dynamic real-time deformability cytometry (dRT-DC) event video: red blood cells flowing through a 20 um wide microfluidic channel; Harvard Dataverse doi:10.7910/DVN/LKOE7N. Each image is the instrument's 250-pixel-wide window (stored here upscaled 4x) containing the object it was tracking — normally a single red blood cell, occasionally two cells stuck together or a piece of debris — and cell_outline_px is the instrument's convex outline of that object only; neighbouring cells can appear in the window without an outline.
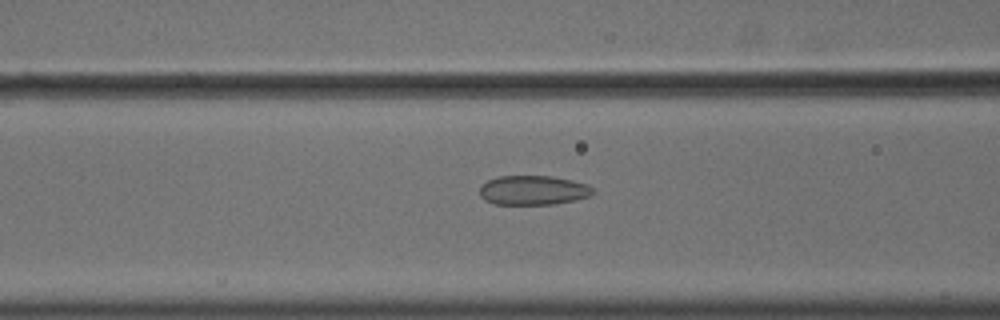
{"species": "common noctule bat (a hibernating species)", "species_latin": "Nyctalus noctula", "temperature_condition": "cold", "stored_images_in_passage": 56, "camera_frame_rate_fps": 3000, "um_per_image_px": 0.085, "animal": {"sex": "male", "body_mass_g": 18.8}, "frame": {"image": 1, "passage_image": 24, "time_ms": 7.667, "image_size_px": [1000, 320], "cell_outline_px": [[596, 192], [592, 196], [576, 200], [552, 204], [492, 204], [484, 200], [480, 196], [480, 184], [496, 176], [552, 176], [572, 180], [588, 184]], "centroid_in_image_um": [45.32, 16.17], "position_along_channel_um": 121.3, "area_um2": 19.71}}
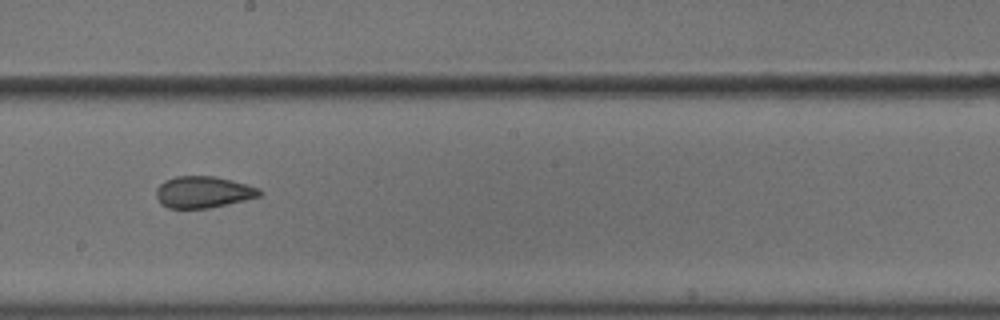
{"frame": {"image": 2, "passage_image": 33, "time_ms": 10.667, "image_size_px": [1000, 320], "cell_outline_px": [[264, 192], [260, 196], [244, 200], [208, 208], [168, 208], [160, 204], [156, 196], [156, 188], [164, 180], [176, 176], [216, 176], [232, 180], [260, 188]], "centroid_in_image_um": [17.26, 16.32], "position_along_channel_um": 230.9, "area_um2": 19.13}}
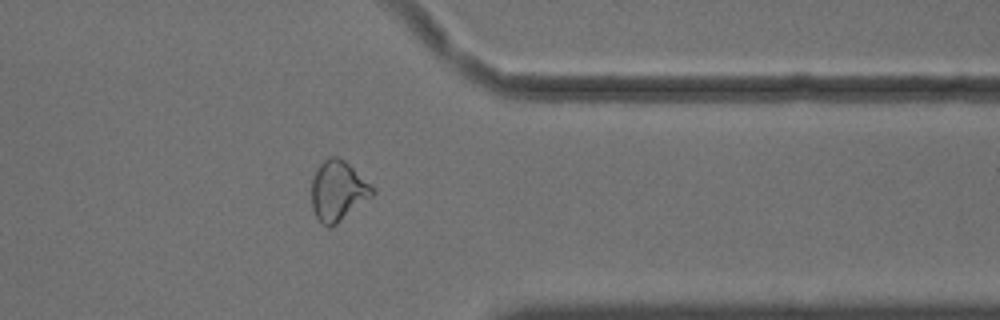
{"frame": {"image": 3, "passage_image": 46, "time_ms": 15.0, "image_size_px": [1000, 320], "cell_outline_px": [[376, 192], [372, 196], [336, 224], [328, 228], [316, 216], [312, 208], [312, 180], [316, 168], [328, 156], [336, 156], [344, 160]], "centroid_in_image_um": [28.68, 16.22], "position_along_channel_um": 382.7, "area_um2": 20.75}, "authors_computed_cell_mechanics": {"area_um2": 21.5883, "velocity_mm_per_s": 3.6466, "shape_relaxation_time_tau1_ms": 9.0712, "shape_relaxation_time_tau2_ms": 1.3744, "deformation_change_tau1": 0.1564, "deformation_change_tau2": 0.0758}}